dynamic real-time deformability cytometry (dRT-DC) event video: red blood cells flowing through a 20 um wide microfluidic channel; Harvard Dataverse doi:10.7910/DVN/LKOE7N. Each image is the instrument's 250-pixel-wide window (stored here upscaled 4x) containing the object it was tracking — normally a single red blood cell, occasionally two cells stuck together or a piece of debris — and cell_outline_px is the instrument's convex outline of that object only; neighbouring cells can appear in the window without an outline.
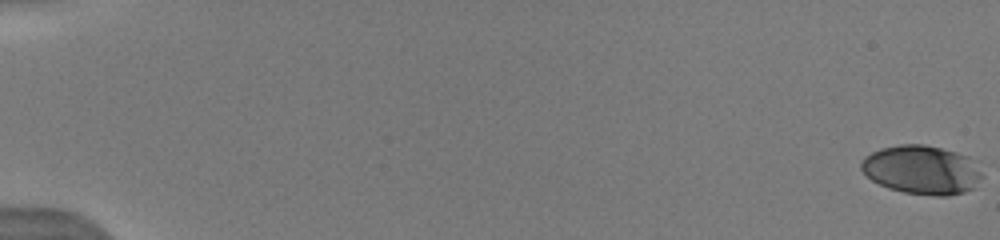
{"species": "human", "species_latin": "Homo sapiens", "temperature_condition": "warm", "stored_images_in_passage": 35, "camera_frame_rate_fps": 3000, "um_per_image_px": 0.085, "donor": {"sex": "male"}, "frame": {"image": 1, "passage_image": 1, "time_ms": 0.0, "image_size_px": [1000, 240], "cell_outline_px": [[984, 176], [972, 188], [964, 192], [948, 196], [936, 196], [904, 192], [888, 188], [872, 180], [860, 168], [860, 160], [864, 156], [880, 148], [900, 144], [924, 144], [956, 152], [980, 160]], "centroid_in_image_um": [78.41, 14.42], "position_along_channel_um": 6.6, "area_um2": 35.03}}